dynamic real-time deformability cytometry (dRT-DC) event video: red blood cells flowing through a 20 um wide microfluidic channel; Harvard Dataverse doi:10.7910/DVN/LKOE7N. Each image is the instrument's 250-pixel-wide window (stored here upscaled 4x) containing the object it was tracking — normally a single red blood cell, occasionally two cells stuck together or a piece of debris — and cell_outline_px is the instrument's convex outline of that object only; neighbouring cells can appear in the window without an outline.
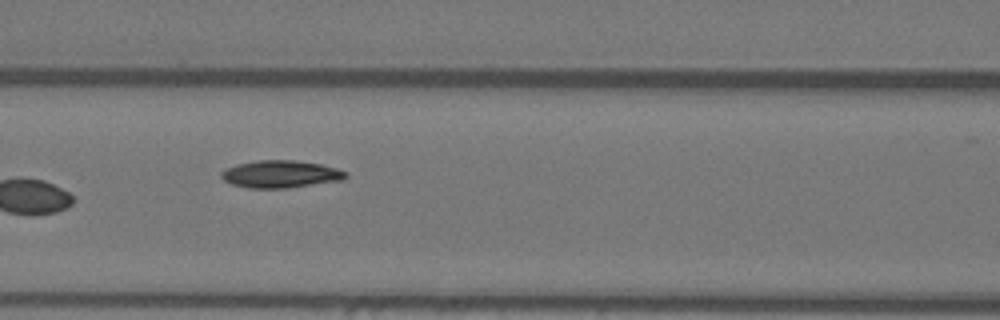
{"species": "Egyptian fruit bat (a non-hibernating species)", "species_latin": "Rousettus aegyptiacus", "temperature_condition": "warm", "stored_images_in_passage": 9, "camera_frame_rate_fps": 3000, "um_per_image_px": 0.085, "animal": {"sex": "female"}, "frame": {"image": 1, "passage_image": 6, "time_ms": 1.667, "image_size_px": [1000, 320], "cell_outline_px": [[348, 176], [344, 180], [288, 188], [248, 188], [232, 184], [224, 180], [220, 176], [220, 172], [224, 168], [236, 164], [256, 160], [296, 160], [320, 164], [336, 168], [348, 172]], "centroid_in_image_um": [23.85, 14.8], "position_along_channel_um": 142.8, "area_um2": 20.11}}
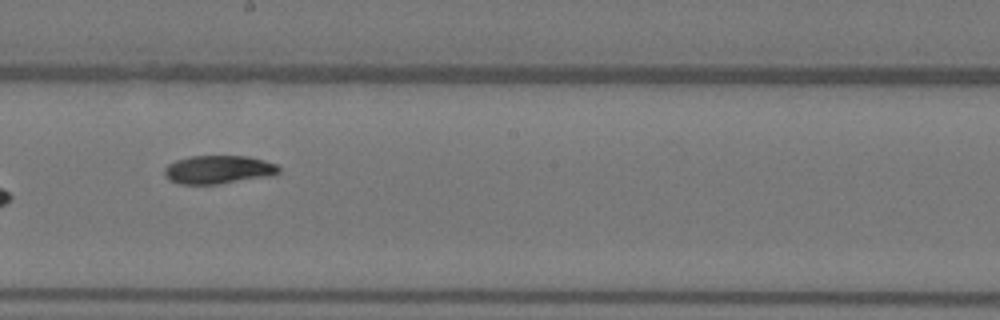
{"frame": {"image": 2, "passage_image": 8, "time_ms": 2.333, "image_size_px": [1000, 320], "cell_outline_px": [[280, 172], [268, 176], [220, 184], [180, 184], [168, 180], [164, 176], [164, 168], [168, 164], [176, 160], [188, 156], [248, 156], [264, 160], [276, 164], [280, 168]], "centroid_in_image_um": [18.52, 14.42], "position_along_channel_um": 229.7, "area_um2": 19.02}}
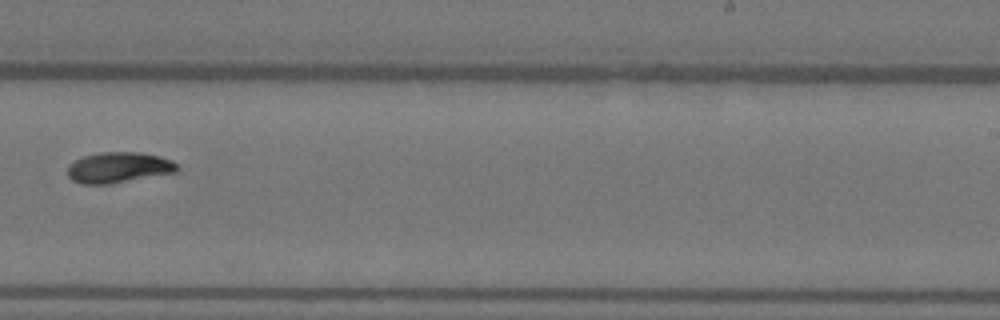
{"frame": {"image": 3, "passage_image": 9, "time_ms": 2.667, "image_size_px": [1000, 320], "cell_outline_px": [[180, 168], [176, 172], [108, 184], [80, 184], [72, 180], [68, 176], [68, 164], [84, 156], [100, 152], [140, 152], [160, 156], [172, 160]], "centroid_in_image_um": [10.08, 14.23], "position_along_channel_um": 278.9, "area_um2": 19.59}}